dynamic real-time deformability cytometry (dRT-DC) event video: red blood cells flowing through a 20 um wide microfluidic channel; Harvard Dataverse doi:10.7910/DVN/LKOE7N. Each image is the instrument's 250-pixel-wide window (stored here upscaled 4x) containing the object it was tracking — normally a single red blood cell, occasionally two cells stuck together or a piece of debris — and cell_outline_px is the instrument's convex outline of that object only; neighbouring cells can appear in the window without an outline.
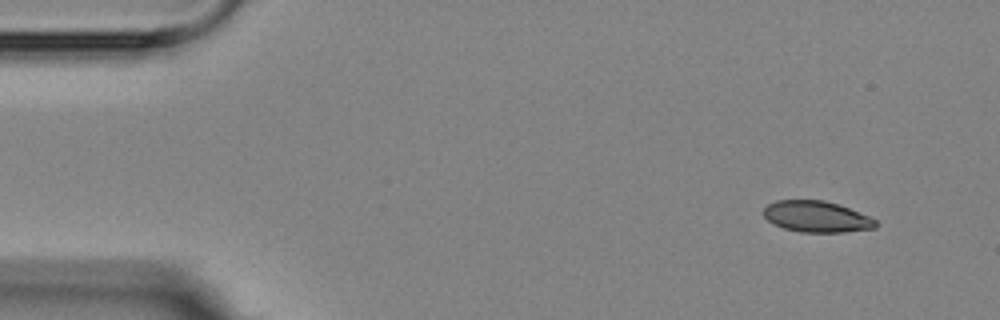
{"species": "Egyptian fruit bat (a non-hibernating species)", "species_latin": "Rousettus aegyptiacus", "temperature_condition": "room temperature", "stored_images_in_passage": 4, "camera_frame_rate_fps": 3000, "um_per_image_px": 0.085, "animal": {"sex": "female"}, "frame": {"image": 1, "passage_image": 1, "time_ms": 0.0, "image_size_px": [1000, 320], "cell_outline_px": [[880, 224], [876, 228], [844, 232], [800, 232], [784, 228], [768, 220], [764, 216], [764, 208], [768, 204], [776, 200], [824, 200], [840, 204], [868, 216], [876, 220]], "centroid_in_image_um": [69.45, 18.41], "position_along_channel_um": 15.6, "area_um2": 20.4}}
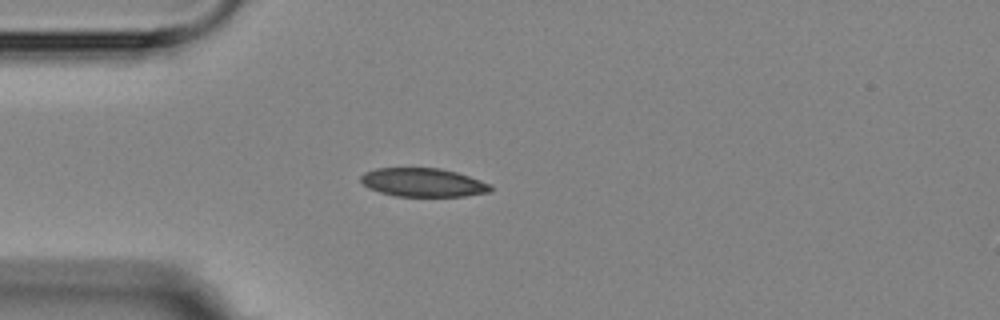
{"frame": {"image": 2, "passage_image": 4, "time_ms": 3.333, "image_size_px": [1000, 320], "cell_outline_px": [[492, 192], [464, 196], [396, 196], [380, 192], [368, 188], [360, 180], [360, 176], [364, 172], [376, 168], [440, 168], [456, 172], [492, 184]], "centroid_in_image_um": [35.97, 15.51], "position_along_channel_um": 49.0, "area_um2": 21.68}}